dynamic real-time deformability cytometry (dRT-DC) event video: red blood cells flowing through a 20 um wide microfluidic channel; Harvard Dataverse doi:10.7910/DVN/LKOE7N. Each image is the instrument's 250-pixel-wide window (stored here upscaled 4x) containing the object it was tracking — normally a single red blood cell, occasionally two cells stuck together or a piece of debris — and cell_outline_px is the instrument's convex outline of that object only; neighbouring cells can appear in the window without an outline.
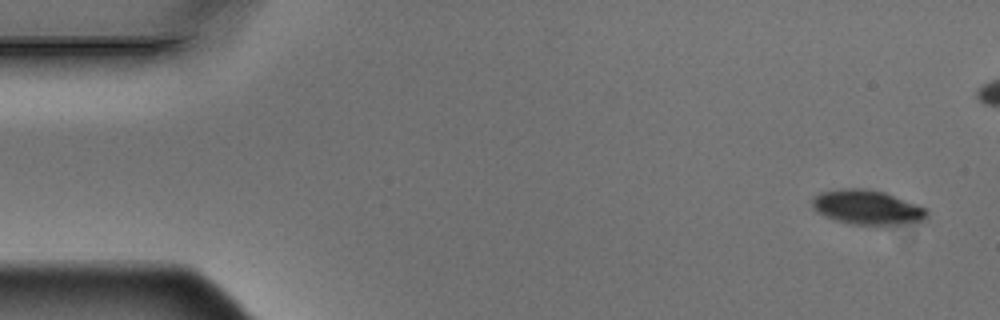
{"species": "Egyptian fruit bat (a non-hibernating species)", "species_latin": "Rousettus aegyptiacus", "temperature_condition": "warm", "stored_images_in_passage": 5, "camera_frame_rate_fps": 3000, "um_per_image_px": 0.085, "animal": {"sex": "male"}, "frame": {"image": 1, "passage_image": 1, "time_ms": 0.0, "image_size_px": [1000, 320], "cell_outline_px": [[928, 216], [920, 224], [884, 228], [852, 224], [836, 220], [816, 212], [812, 204], [812, 196], [820, 192], [844, 188], [860, 188], [884, 192], [924, 208], [928, 212]], "centroid_in_image_um": [73.77, 17.69], "position_along_channel_um": 11.2, "area_um2": 23.93}}